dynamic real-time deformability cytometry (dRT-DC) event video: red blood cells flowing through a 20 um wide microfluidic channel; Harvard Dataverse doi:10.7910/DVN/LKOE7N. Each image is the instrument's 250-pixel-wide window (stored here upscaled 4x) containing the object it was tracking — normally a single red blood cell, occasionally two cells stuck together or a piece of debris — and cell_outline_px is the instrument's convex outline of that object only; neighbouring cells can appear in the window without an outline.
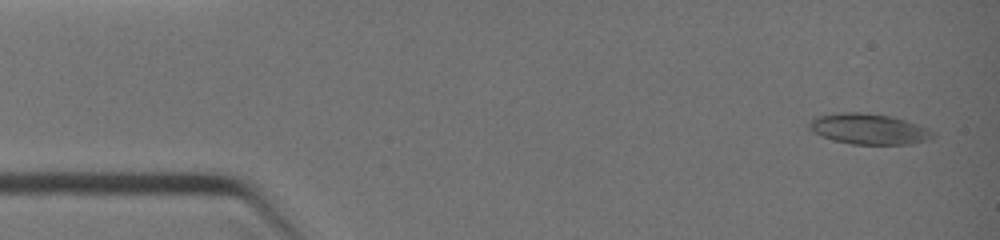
{"species": "common noctule bat (a hibernating species)", "species_latin": "Nyctalus noctula", "temperature_condition": "warm", "stored_images_in_passage": 12, "camera_frame_rate_fps": 3000, "um_per_image_px": 0.085, "animal": {"sex": "female", "body_mass_g": 19.0, "forearm_length_mm": 51.5}, "frame": {"image": 1, "passage_image": 1, "time_ms": 0.0, "image_size_px": [1000, 240], "cell_outline_px": [[936, 136], [932, 140], [912, 144], [852, 144], [832, 140], [820, 136], [812, 132], [808, 128], [808, 124], [812, 116], [836, 112], [860, 112], [892, 116], [928, 128], [936, 132]], "centroid_in_image_um": [73.83, 10.96], "position_along_channel_um": 11.2, "area_um2": 22.66}}
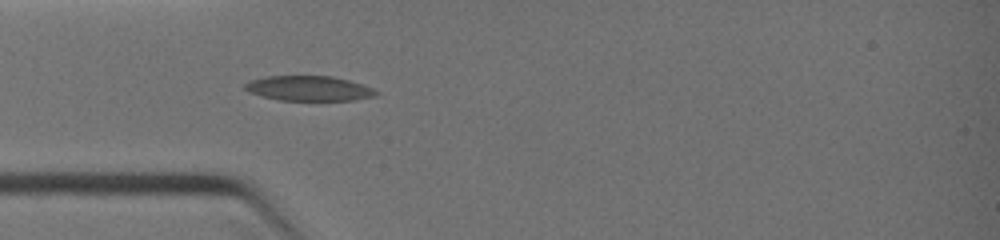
{"frame": {"image": 2, "passage_image": 9, "time_ms": 3.0, "image_size_px": [1000, 240], "cell_outline_px": [[380, 92], [376, 96], [352, 100], [280, 100], [260, 96], [248, 92], [244, 88], [244, 84], [248, 80], [268, 76], [332, 76], [348, 80], [372, 88]], "centroid_in_image_um": [26.21, 7.51], "position_along_channel_um": 58.8, "area_um2": 19.07}}
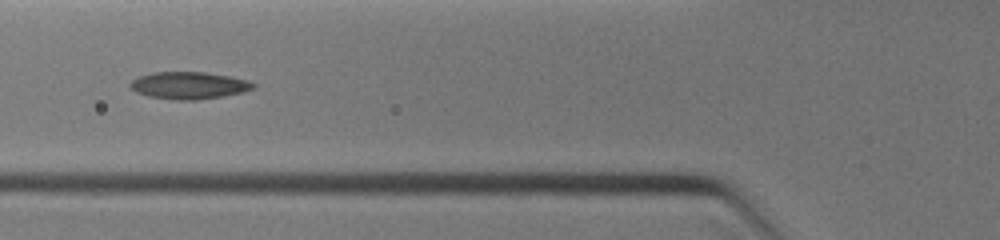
{"frame": {"image": 3, "passage_image": 12, "time_ms": 4.0, "image_size_px": [1000, 240], "cell_outline_px": [[256, 88], [240, 92], [220, 96], [196, 100], [176, 100], [148, 96], [136, 92], [128, 88], [128, 84], [132, 80], [140, 76], [152, 72], [208, 72], [248, 80], [256, 84]], "centroid_in_image_um": [16.02, 7.25], "position_along_channel_um": 109.8, "area_um2": 19.48}}